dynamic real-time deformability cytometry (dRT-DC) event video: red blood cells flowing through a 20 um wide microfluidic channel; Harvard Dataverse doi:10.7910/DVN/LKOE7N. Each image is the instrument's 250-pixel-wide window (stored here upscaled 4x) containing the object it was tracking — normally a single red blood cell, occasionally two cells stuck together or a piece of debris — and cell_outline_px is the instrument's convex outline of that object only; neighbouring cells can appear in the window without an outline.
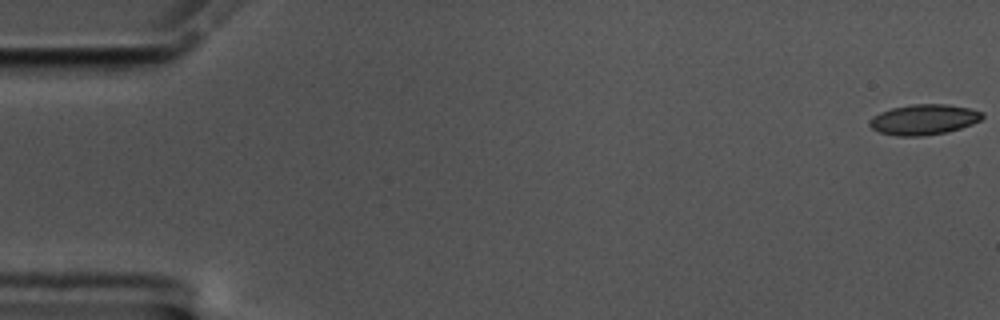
{"species": "common noctule bat (a hibernating species)", "species_latin": "Nyctalus noctula", "temperature_condition": "cold", "stored_images_in_passage": 57, "camera_frame_rate_fps": 3000, "um_per_image_px": 0.085, "animal": {"sex": "male", "body_mass_g": 17.5, "forearm_length_mm": 52.3}, "frame": {"image": 1, "passage_image": 1, "time_ms": 0.0, "image_size_px": [1000, 320], "cell_outline_px": [[984, 116], [980, 120], [972, 124], [960, 128], [944, 132], [924, 136], [896, 136], [880, 132], [872, 128], [868, 124], [868, 120], [872, 116], [880, 112], [892, 108], [912, 104], [948, 104], [968, 108], [984, 112]], "centroid_in_image_um": [78.5, 10.16], "position_along_channel_um": 6.5, "area_um2": 20.0}}
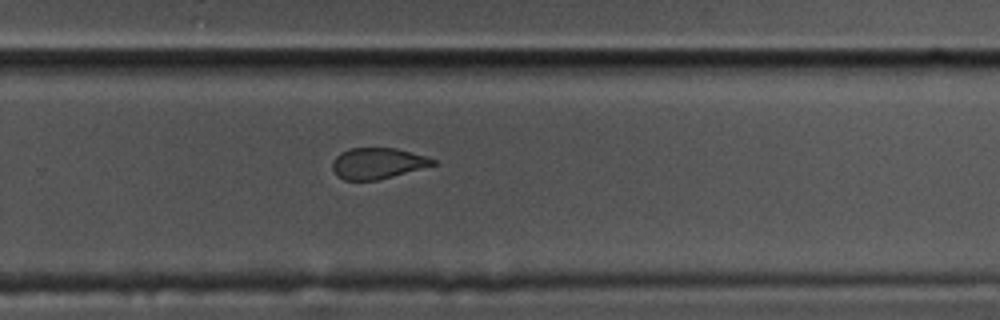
{"frame": {"image": 2, "passage_image": 38, "time_ms": 12.333, "image_size_px": [1000, 320], "cell_outline_px": [[436, 164], [392, 176], [376, 180], [344, 180], [336, 176], [332, 168], [332, 160], [340, 152], [348, 148], [396, 148], [424, 156], [436, 160]], "centroid_in_image_um": [32.02, 13.88], "position_along_channel_um": 297.8, "area_um2": 18.03}}
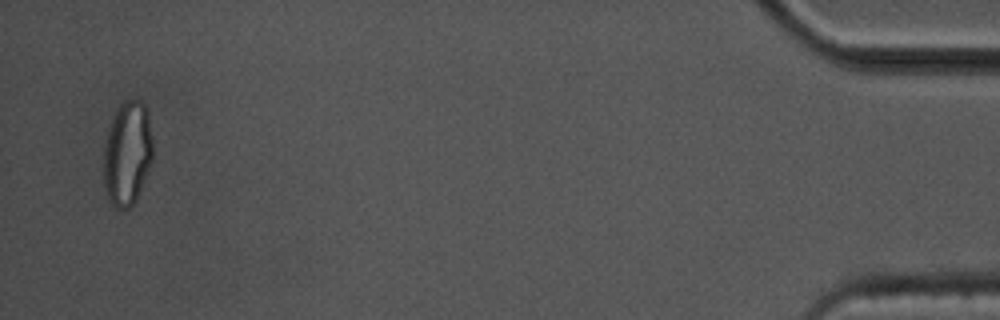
{"frame": {"image": 3, "passage_image": 56, "time_ms": 18.333, "image_size_px": [1000, 320], "cell_outline_px": [[152, 160], [136, 200], [128, 208], [116, 208], [112, 204], [108, 196], [104, 184], [104, 140], [112, 116], [116, 108], [124, 100], [140, 100], [144, 104], [148, 112], [152, 140]], "centroid_in_image_um": [10.81, 12.99], "position_along_channel_um": 424.4, "area_um2": 29.94}, "authors_computed_cell_mechanics": {"area_um2": 19.9988, "velocity_mm_per_s": 3.5345, "shape_relaxation_time_tau1_ms": 8.553, "shape_relaxation_time_tau2_ms": 1.5091, "deformation_change_tau1": 0.1552, "deformation_change_tau2": 0.0746}}